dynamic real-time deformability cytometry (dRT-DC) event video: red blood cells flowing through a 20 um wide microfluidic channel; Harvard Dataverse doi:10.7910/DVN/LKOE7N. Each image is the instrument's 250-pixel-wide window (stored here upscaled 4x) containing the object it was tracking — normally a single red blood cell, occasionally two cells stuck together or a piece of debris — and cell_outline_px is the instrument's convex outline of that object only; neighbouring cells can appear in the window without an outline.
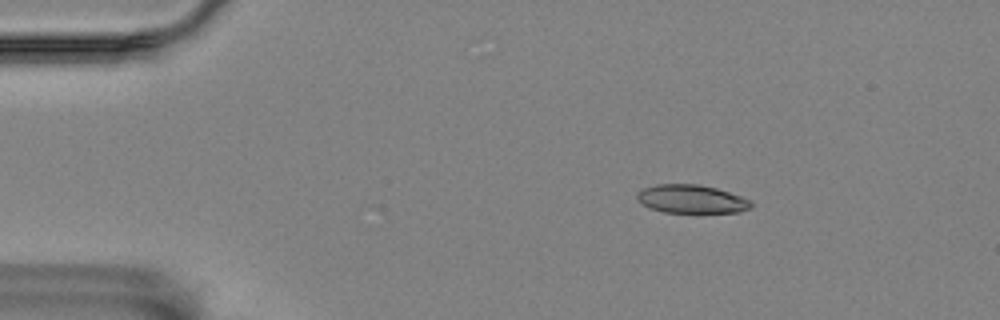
{"species": "Egyptian fruit bat (a non-hibernating species)", "species_latin": "Rousettus aegyptiacus", "temperature_condition": "room temperature", "stored_images_in_passage": 4, "camera_frame_rate_fps": 3000, "um_per_image_px": 0.085, "animal": {"sex": "female"}, "frame": {"image": 1, "passage_image": 2, "time_ms": 0.333, "image_size_px": [1000, 320], "cell_outline_px": [[752, 208], [740, 212], [664, 212], [648, 208], [636, 200], [636, 192], [644, 188], [656, 184], [700, 184], [716, 188], [752, 200]], "centroid_in_image_um": [58.75, 16.91], "position_along_channel_um": 26.2, "area_um2": 19.02}}
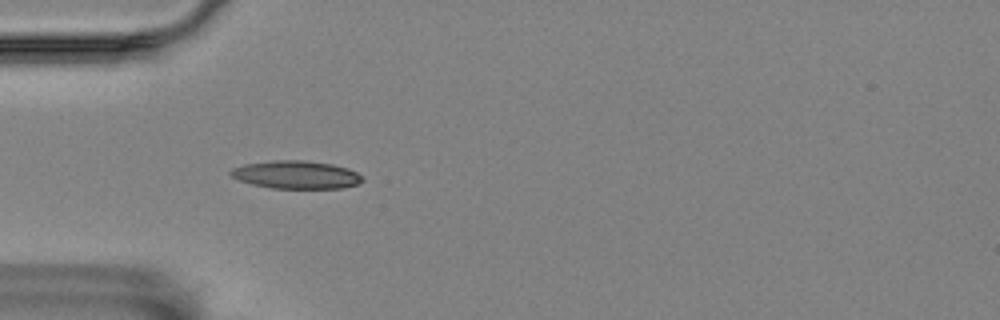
{"frame": {"image": 2, "passage_image": 4, "time_ms": 1.0, "image_size_px": [1000, 320], "cell_outline_px": [[364, 180], [360, 184], [340, 188], [272, 188], [252, 184], [240, 180], [232, 176], [228, 172], [232, 168], [244, 164], [276, 160], [304, 160], [332, 164], [348, 168], [364, 176]], "centroid_in_image_um": [25.21, 14.85], "position_along_channel_um": 59.8, "area_um2": 21.5}}